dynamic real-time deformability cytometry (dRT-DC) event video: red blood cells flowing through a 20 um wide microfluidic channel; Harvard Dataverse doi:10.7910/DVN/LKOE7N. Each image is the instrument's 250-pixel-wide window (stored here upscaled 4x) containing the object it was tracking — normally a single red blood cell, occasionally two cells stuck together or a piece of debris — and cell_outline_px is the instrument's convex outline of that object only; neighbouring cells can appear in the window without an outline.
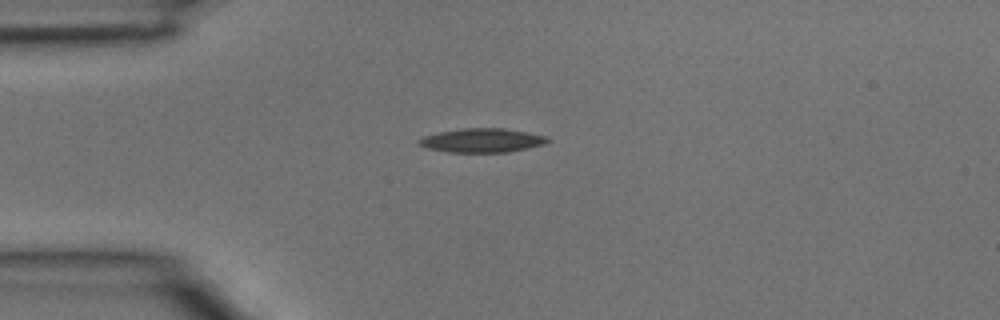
{"species": "common noctule bat (a hibernating species)", "species_latin": "Nyctalus noctula", "temperature_condition": "room temperature", "stored_images_in_passage": 2, "camera_frame_rate_fps": 3000, "um_per_image_px": 0.085, "animal": {"sex": "male", "body_mass_g": 15.6}, "frame": {"image": 1, "passage_image": 2, "time_ms": 0.333, "image_size_px": [1000, 320], "cell_outline_px": [[552, 140], [544, 144], [528, 148], [508, 152], [448, 152], [428, 148], [420, 144], [416, 140], [424, 136], [436, 132], [460, 128], [504, 128], [548, 136]], "centroid_in_image_um": [40.99, 11.92], "position_along_channel_um": 44.0, "area_um2": 18.09}}